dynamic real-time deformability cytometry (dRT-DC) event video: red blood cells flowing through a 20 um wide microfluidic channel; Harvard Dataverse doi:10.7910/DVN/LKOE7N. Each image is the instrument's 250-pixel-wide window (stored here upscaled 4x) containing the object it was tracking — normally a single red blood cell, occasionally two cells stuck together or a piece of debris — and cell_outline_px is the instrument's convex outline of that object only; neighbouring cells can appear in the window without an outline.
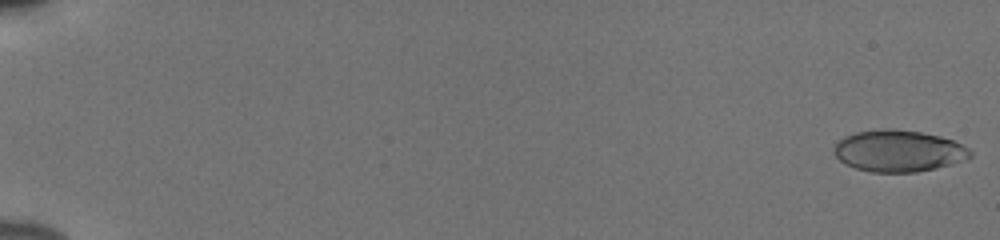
{"species": "human", "species_latin": "Homo sapiens", "temperature_condition": "cold", "stored_images_in_passage": 55, "camera_frame_rate_fps": 3000, "um_per_image_px": 0.085, "donor": {"sex": "male"}, "frame": {"image": 1, "passage_image": 1, "time_ms": 0.0, "image_size_px": [1000, 240], "cell_outline_px": [[972, 156], [968, 160], [936, 168], [916, 172], [872, 172], [856, 168], [844, 164], [832, 152], [832, 148], [844, 136], [856, 132], [880, 128], [888, 128], [920, 132], [940, 136], [952, 140], [968, 148], [972, 152]], "centroid_in_image_um": [76.37, 12.83], "position_along_channel_um": 8.6, "area_um2": 33.23}}
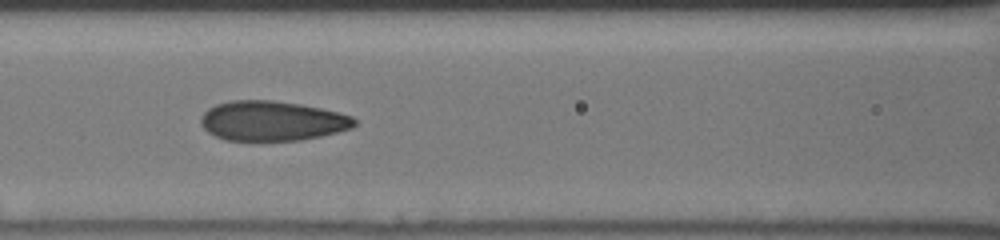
{"frame": {"image": 2, "passage_image": 27, "time_ms": 8.667, "image_size_px": [1000, 240], "cell_outline_px": [[356, 124], [352, 128], [320, 136], [300, 140], [260, 144], [224, 140], [208, 132], [200, 124], [200, 120], [204, 112], [208, 108], [216, 104], [232, 100], [272, 100], [300, 104], [320, 108], [352, 116], [356, 120]], "centroid_in_image_um": [23.08, 10.32], "position_along_channel_um": 143.5, "area_um2": 36.59}}
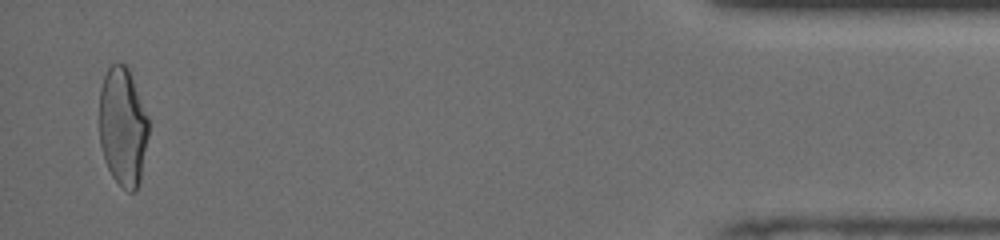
{"frame": {"image": 3, "passage_image": 54, "time_ms": 17.667, "image_size_px": [1000, 240], "cell_outline_px": [[148, 136], [140, 180], [136, 188], [132, 192], [128, 192], [112, 176], [104, 160], [100, 144], [100, 88], [104, 76], [108, 68], [112, 64], [124, 64], [128, 68], [148, 116]], "centroid_in_image_um": [10.43, 10.77], "position_along_channel_um": 424.8, "area_um2": 33.76}, "authors_computed_cell_mechanics": {"area_um2": 34.7378, "velocity_mm_per_s": 3.8647, "shape_relaxation_time_tau1_ms": 5.1158, "shape_relaxation_time_tau2_ms": 1.0144, "deformation_change_tau1": 0.1487, "deformation_change_tau2": 0.0587}}